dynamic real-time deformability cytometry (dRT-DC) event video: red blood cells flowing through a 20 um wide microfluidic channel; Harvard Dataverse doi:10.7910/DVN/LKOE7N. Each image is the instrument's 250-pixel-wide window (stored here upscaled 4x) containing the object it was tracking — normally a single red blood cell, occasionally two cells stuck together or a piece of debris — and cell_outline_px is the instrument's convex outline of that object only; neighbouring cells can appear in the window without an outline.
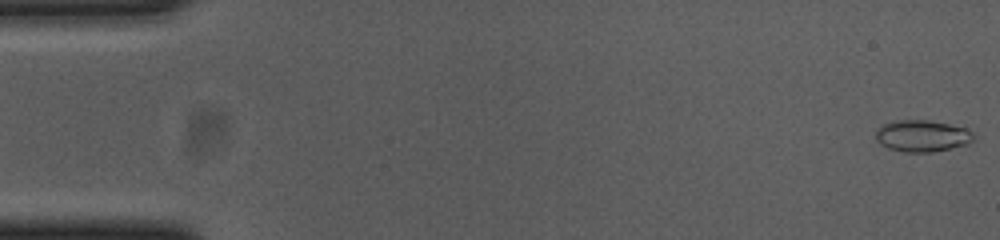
{"species": "common noctule bat (a hibernating species)", "species_latin": "Nyctalus noctula", "temperature_condition": "cold", "stored_images_in_passage": 17, "camera_frame_rate_fps": 3000, "um_per_image_px": 0.085, "animal": {"sex": "female", "body_mass_g": 23.0, "forearm_length_mm": 53.4}, "frame": {"image": 1, "passage_image": 1, "time_ms": 0.0, "image_size_px": [1000, 240], "cell_outline_px": [[976, 136], [968, 144], [932, 152], [904, 152], [888, 148], [880, 144], [876, 140], [876, 132], [884, 124], [900, 120], [928, 120], [948, 124], [964, 128], [972, 132]], "centroid_in_image_um": [78.39, 11.56], "position_along_channel_um": 6.6, "area_um2": 17.86}}
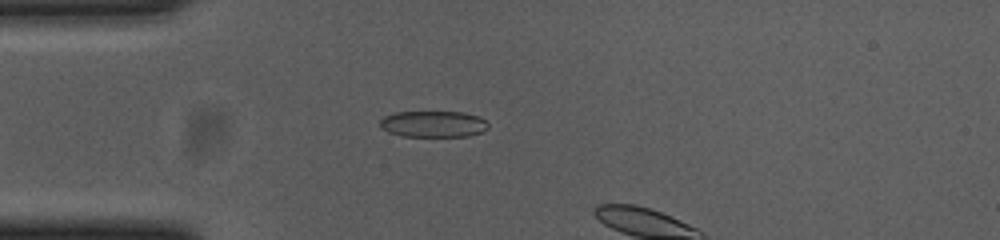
{"frame": {"image": 2, "passage_image": 15, "time_ms": 4.667, "image_size_px": [1000, 240], "cell_outline_px": [[488, 128], [480, 132], [468, 136], [400, 136], [388, 132], [380, 124], [380, 120], [384, 116], [396, 112], [464, 112], [480, 116], [488, 124]], "centroid_in_image_um": [36.84, 10.54], "position_along_channel_um": 48.2, "area_um2": 16.53}}